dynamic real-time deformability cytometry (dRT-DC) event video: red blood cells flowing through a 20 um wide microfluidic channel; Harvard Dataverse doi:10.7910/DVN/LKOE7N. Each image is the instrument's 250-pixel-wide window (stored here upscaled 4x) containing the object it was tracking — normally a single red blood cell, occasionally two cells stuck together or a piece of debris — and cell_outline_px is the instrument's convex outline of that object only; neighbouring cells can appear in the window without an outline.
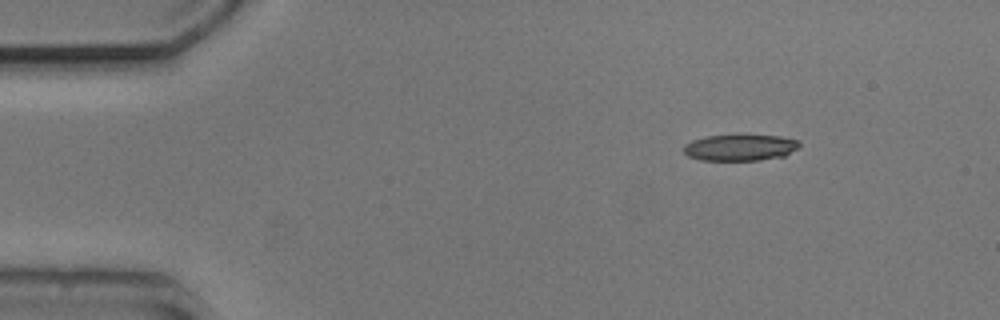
{"species": "common noctule bat (a hibernating species)", "species_latin": "Nyctalus noctula", "temperature_condition": "cold", "stored_images_in_passage": 4, "camera_frame_rate_fps": 3000, "um_per_image_px": 0.085, "animal": {"sex": "male", "body_mass_g": 20.5, "forearm_length_mm": 52.5}, "frame": {"image": 1, "passage_image": 1, "time_ms": 0.0, "image_size_px": [1000, 320], "cell_outline_px": [[800, 148], [784, 156], [760, 160], [700, 160], [688, 156], [684, 152], [684, 144], [692, 140], [708, 136], [780, 136], [796, 140], [800, 144]], "centroid_in_image_um": [62.91, 12.56], "position_along_channel_um": 22.1, "area_um2": 17.51}}